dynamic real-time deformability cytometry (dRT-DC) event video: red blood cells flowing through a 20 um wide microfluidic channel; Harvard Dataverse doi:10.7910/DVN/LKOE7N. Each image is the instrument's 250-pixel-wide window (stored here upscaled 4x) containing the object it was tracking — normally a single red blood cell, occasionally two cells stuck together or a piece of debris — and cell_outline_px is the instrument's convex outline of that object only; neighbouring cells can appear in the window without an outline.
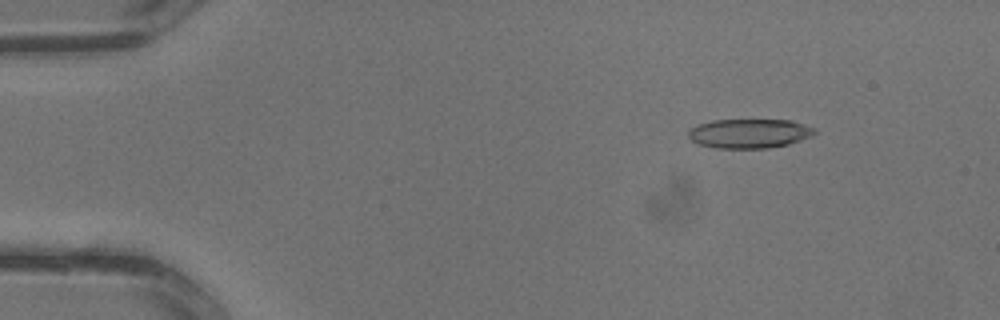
{"species": "common noctule bat (a hibernating species)", "species_latin": "Nyctalus noctula", "temperature_condition": "warm", "stored_images_in_passage": 3, "camera_frame_rate_fps": 3000, "um_per_image_px": 0.085, "animal": {"sex": "male", "body_mass_g": 13.3}, "frame": {"image": 1, "passage_image": 2, "time_ms": 0.333, "image_size_px": [1000, 320], "cell_outline_px": [[816, 132], [812, 136], [788, 144], [768, 148], [716, 148], [700, 144], [692, 140], [688, 136], [688, 132], [696, 124], [712, 120], [792, 120], [816, 128]], "centroid_in_image_um": [63.71, 11.34], "position_along_channel_um": 21.3, "area_um2": 21.56}}